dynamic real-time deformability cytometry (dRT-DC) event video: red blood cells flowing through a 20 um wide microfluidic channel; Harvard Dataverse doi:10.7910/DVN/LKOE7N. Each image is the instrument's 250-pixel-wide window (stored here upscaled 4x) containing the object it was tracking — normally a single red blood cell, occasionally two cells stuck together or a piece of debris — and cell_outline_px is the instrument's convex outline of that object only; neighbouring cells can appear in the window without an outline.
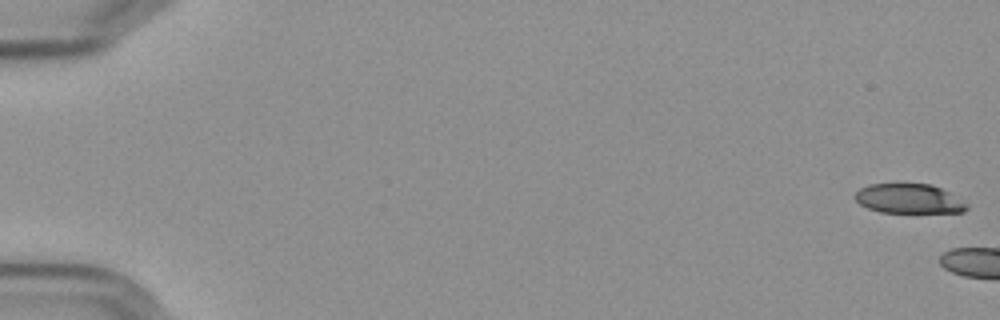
{"species": "Egyptian fruit bat (a non-hibernating species)", "species_latin": "Rousettus aegyptiacus", "temperature_condition": "cold", "stored_images_in_passage": 5, "camera_frame_rate_fps": 3000, "um_per_image_px": 0.085, "frame": {"image": 1, "passage_image": 1, "time_ms": 0.0, "image_size_px": [1000, 320], "cell_outline_px": [[968, 208], [964, 212], [880, 212], [868, 208], [860, 204], [852, 196], [860, 188], [868, 184], [932, 184], [948, 192], [968, 204]], "centroid_in_image_um": [77.23, 16.88], "position_along_channel_um": 7.8, "area_um2": 19.13}}